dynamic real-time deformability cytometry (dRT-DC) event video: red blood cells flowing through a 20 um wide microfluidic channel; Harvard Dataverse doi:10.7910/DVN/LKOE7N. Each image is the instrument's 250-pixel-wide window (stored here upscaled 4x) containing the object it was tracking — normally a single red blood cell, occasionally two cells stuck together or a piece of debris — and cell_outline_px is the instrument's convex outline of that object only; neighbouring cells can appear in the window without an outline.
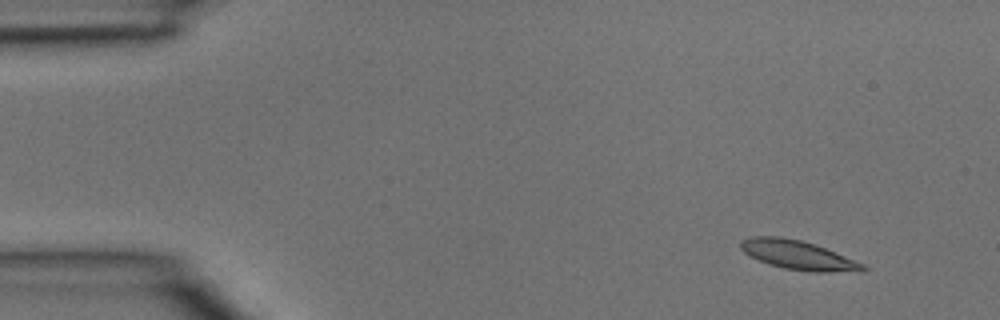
{"species": "common noctule bat (a hibernating species)", "species_latin": "Nyctalus noctula", "temperature_condition": "room temperature", "stored_images_in_passage": 3, "segment_of_instrument_passage": [2, 2], "camera_frame_rate_fps": 3000, "um_per_image_px": 0.085, "animal": {"sex": "male", "body_mass_g": 15.6}, "frame": {"image": 1, "passage_image": 3, "time_ms": 0.667, "image_size_px": [1000, 320], "cell_outline_px": [[868, 268], [860, 272], [812, 272], [784, 268], [768, 264], [748, 256], [740, 248], [740, 240], [748, 236], [780, 236], [800, 240], [824, 248], [864, 264]], "centroid_in_image_um": [67.79, 21.68], "position_along_channel_um": 17.2, "area_um2": 20.75}}